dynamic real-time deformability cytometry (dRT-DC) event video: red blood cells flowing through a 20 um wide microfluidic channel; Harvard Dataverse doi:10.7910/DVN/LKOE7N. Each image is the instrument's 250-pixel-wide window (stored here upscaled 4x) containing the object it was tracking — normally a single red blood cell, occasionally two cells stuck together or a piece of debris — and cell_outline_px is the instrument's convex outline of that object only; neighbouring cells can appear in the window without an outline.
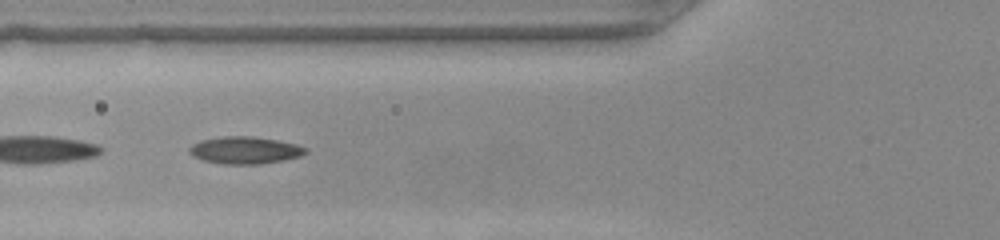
{"species": "common noctule bat (a hibernating species)", "species_latin": "Nyctalus noctula", "temperature_condition": "warm", "stored_images_in_passage": 39, "camera_frame_rate_fps": 3000, "um_per_image_px": 0.085, "animal": {"sex": "female", "body_mass_g": 22.0, "forearm_length_mm": 56.7}, "frame": {"image": 1, "passage_image": 10, "time_ms": 3.0, "image_size_px": [1000, 240], "cell_outline_px": [[308, 152], [300, 156], [284, 160], [260, 164], [224, 164], [204, 160], [192, 156], [188, 152], [188, 148], [192, 144], [200, 140], [224, 136], [248, 136], [276, 140], [296, 144], [308, 148]], "centroid_in_image_um": [20.81, 12.77], "position_along_channel_um": 105.0, "area_um2": 18.44}}
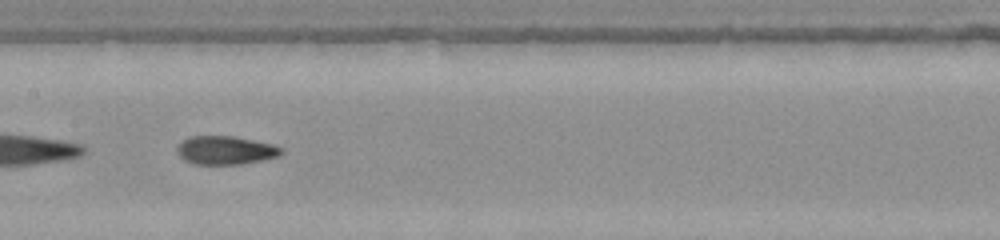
{"frame": {"image": 2, "passage_image": 16, "time_ms": 5.0, "image_size_px": [1000, 240], "cell_outline_px": [[284, 152], [280, 156], [240, 164], [196, 164], [184, 160], [180, 156], [176, 148], [188, 136], [232, 136], [272, 144], [284, 148]], "centroid_in_image_um": [19.19, 12.77], "position_along_channel_um": 188.2, "area_um2": 17.17}}
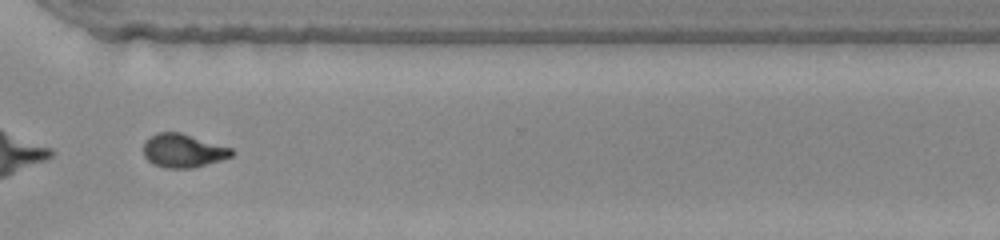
{"frame": {"image": 3, "passage_image": 28, "time_ms": 9.0, "image_size_px": [1000, 240], "cell_outline_px": [[232, 156], [220, 160], [192, 168], [164, 168], [152, 164], [144, 156], [144, 140], [156, 132], [180, 132], [232, 148]], "centroid_in_image_um": [15.52, 12.8], "position_along_channel_um": 355.1, "area_um2": 17.22}}